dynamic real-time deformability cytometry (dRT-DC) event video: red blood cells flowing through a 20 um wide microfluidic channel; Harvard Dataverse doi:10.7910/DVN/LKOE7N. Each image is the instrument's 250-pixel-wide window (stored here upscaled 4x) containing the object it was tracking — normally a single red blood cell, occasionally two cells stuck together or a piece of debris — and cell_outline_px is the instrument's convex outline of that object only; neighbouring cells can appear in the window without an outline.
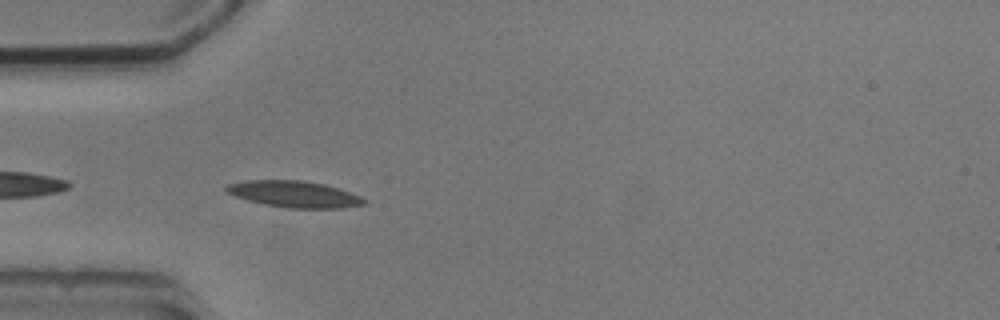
{"species": "common noctule bat (a hibernating species)", "species_latin": "Nyctalus noctula", "temperature_condition": "cold", "stored_images_in_passage": 3, "camera_frame_rate_fps": 3000, "um_per_image_px": 0.085, "animal": {"sex": "male", "body_mass_g": 20.5, "forearm_length_mm": 52.5}, "frame": {"image": 1, "passage_image": 2, "time_ms": 1.333, "image_size_px": [1000, 320], "cell_outline_px": [[368, 204], [340, 208], [288, 208], [264, 204], [248, 200], [224, 192], [224, 188], [228, 184], [248, 180], [300, 180], [324, 184], [360, 196], [368, 200]], "centroid_in_image_um": [25.01, 16.5], "position_along_channel_um": 60.0, "area_um2": 21.15}}